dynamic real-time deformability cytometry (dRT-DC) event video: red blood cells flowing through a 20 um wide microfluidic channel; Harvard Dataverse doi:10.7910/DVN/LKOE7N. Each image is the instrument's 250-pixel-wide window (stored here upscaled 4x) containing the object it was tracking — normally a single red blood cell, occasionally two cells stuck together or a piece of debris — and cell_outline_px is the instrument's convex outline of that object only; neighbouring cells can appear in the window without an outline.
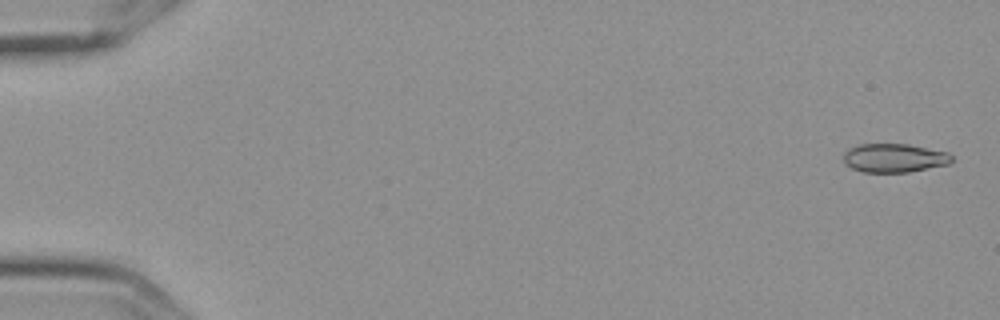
{"species": "Egyptian fruit bat (a non-hibernating species)", "species_latin": "Rousettus aegyptiacus", "temperature_condition": "cold", "stored_images_in_passage": 6, "camera_frame_rate_fps": 3000, "um_per_image_px": 0.085, "frame": {"image": 1, "passage_image": 1, "time_ms": 0.0, "image_size_px": [1000, 320], "cell_outline_px": [[952, 160], [948, 164], [908, 172], [864, 172], [852, 168], [844, 164], [844, 152], [848, 148], [860, 144], [908, 144], [948, 152], [952, 156]], "centroid_in_image_um": [75.99, 13.42], "position_along_channel_um": 9.0, "area_um2": 18.09}}
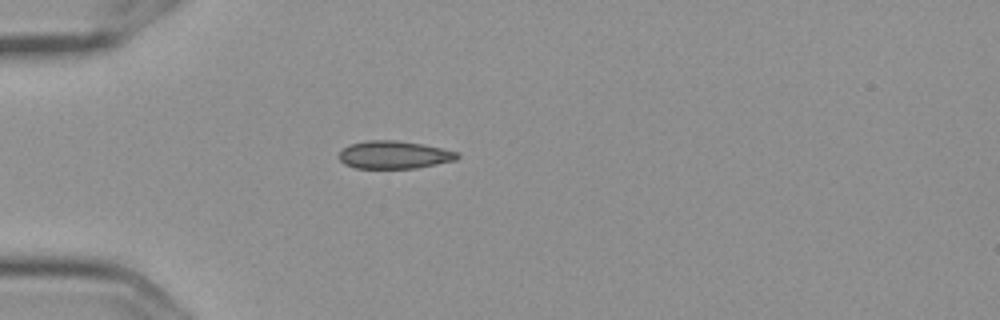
{"frame": {"image": 2, "passage_image": 5, "time_ms": 1.333, "image_size_px": [1000, 320], "cell_outline_px": [[460, 156], [456, 160], [416, 168], [356, 168], [344, 164], [336, 156], [348, 144], [368, 140], [396, 140], [420, 144], [460, 152]], "centroid_in_image_um": [33.47, 13.16], "position_along_channel_um": 51.5, "area_um2": 19.19}}